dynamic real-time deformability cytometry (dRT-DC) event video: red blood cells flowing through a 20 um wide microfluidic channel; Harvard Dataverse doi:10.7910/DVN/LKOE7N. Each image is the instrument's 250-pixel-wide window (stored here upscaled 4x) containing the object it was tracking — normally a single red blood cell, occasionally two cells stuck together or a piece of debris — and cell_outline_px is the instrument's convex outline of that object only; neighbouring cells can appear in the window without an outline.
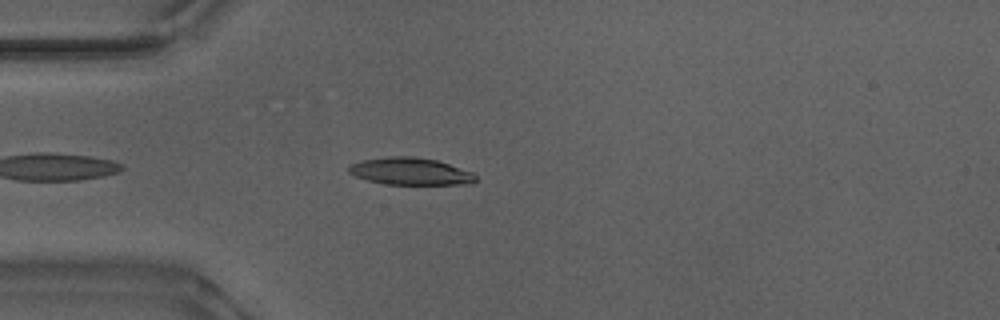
{"species": "Egyptian fruit bat (a non-hibernating species)", "species_latin": "Rousettus aegyptiacus", "temperature_condition": "warm", "stored_images_in_passage": 42, "camera_frame_rate_fps": 3000, "um_per_image_px": 0.085, "animal": {"sex": "male"}, "frame": {"image": 1, "passage_image": 4, "time_ms": 1.0, "image_size_px": [1000, 320], "cell_outline_px": [[476, 180], [472, 184], [384, 184], [368, 180], [356, 176], [348, 172], [348, 168], [352, 164], [364, 160], [392, 156], [412, 156], [436, 160], [472, 172], [476, 176]], "centroid_in_image_um": [34.9, 14.57], "position_along_channel_um": 50.1, "area_um2": 19.83}}
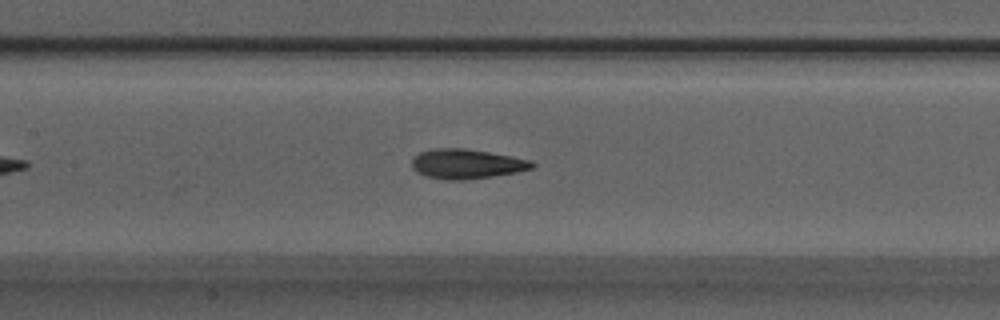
{"frame": {"image": 2, "passage_image": 14, "time_ms": 4.333, "image_size_px": [1000, 320], "cell_outline_px": [[536, 164], [532, 168], [516, 172], [492, 176], [464, 180], [444, 180], [424, 176], [416, 172], [412, 168], [412, 160], [420, 152], [436, 148], [464, 148], [488, 152], [532, 160]], "centroid_in_image_um": [39.64, 13.94], "position_along_channel_um": 167.8, "area_um2": 20.75}}
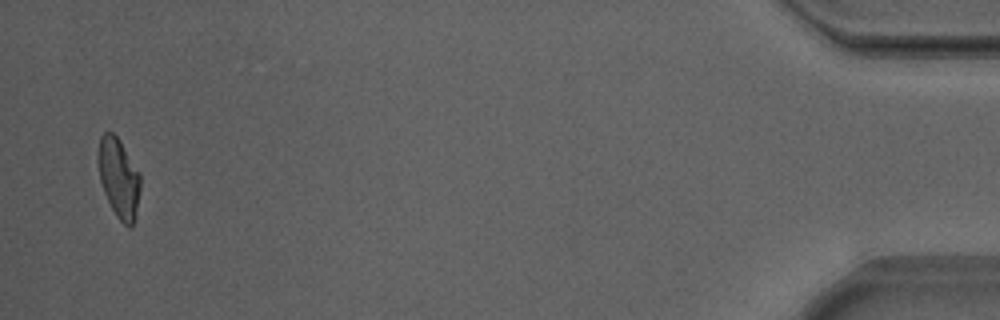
{"frame": {"image": 3, "passage_image": 41, "time_ms": 13.333, "image_size_px": [1000, 320], "cell_outline_px": [[140, 188], [132, 228], [128, 228], [116, 216], [104, 192], [100, 180], [100, 136], [104, 132], [112, 132], [120, 140], [140, 172]], "centroid_in_image_um": [10.13, 15.14], "position_along_channel_um": 425.1, "area_um2": 19.02}, "authors_computed_cell_mechanics": {"area_um2": 20.3456, "velocity_mm_per_s": 3.8747, "shape_relaxation_time_tau1_ms": 7.5201, "shape_relaxation_time_tau2_ms": 1.942, "deformation_change_tau1": 0.2297, "deformation_change_tau2": 0.0944}}